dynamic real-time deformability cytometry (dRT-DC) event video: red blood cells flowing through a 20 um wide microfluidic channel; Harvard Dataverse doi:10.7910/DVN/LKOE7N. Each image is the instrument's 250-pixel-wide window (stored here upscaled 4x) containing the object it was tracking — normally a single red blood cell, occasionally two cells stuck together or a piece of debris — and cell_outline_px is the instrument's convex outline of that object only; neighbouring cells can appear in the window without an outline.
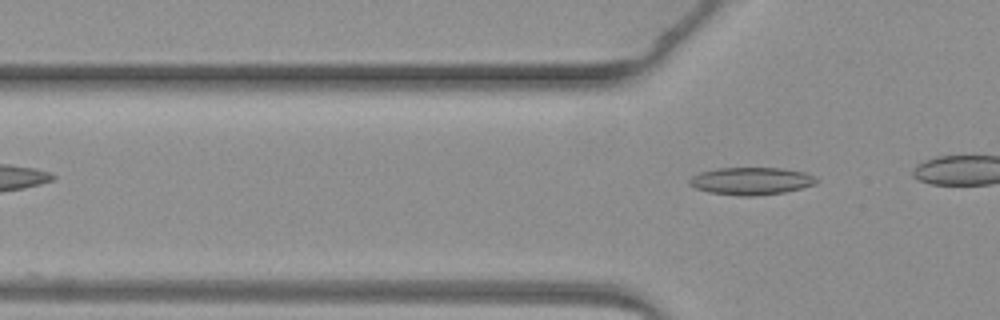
{"species": "common noctule bat (a hibernating species)", "species_latin": "Nyctalus noctula", "temperature_condition": "warm", "stored_images_in_passage": 4, "camera_frame_rate_fps": 3000, "um_per_image_px": 0.085, "animal": {"sex": "female", "body_mass_g": 19.3, "forearm_length_mm": 54.1}, "frame": {"image": 1, "passage_image": 4, "time_ms": 3.667, "image_size_px": [1000, 320], "cell_outline_px": [[816, 184], [784, 192], [752, 196], [740, 196], [708, 192], [696, 188], [688, 184], [688, 180], [692, 176], [700, 172], [720, 168], [780, 168], [804, 172], [812, 176], [816, 180]], "centroid_in_image_um": [63.8, 15.39], "position_along_channel_um": 62.0, "area_um2": 20.11}}